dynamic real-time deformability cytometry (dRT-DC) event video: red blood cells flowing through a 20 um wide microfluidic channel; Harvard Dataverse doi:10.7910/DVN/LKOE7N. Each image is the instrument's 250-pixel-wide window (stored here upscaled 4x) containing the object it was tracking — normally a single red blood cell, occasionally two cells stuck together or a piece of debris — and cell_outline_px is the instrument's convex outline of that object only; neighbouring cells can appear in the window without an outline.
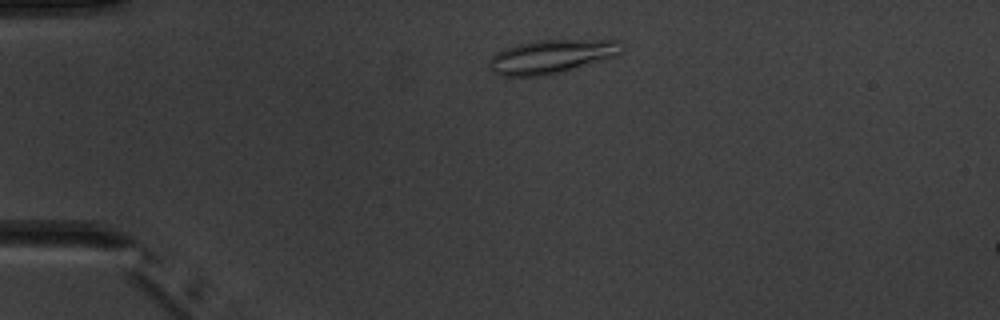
{"species": "common noctule bat (a hibernating species)", "species_latin": "Nyctalus noctula", "temperature_condition": "warm", "stored_images_in_passage": 4, "camera_frame_rate_fps": 3000, "um_per_image_px": 0.085, "animal": {"sex": "male", "body_mass_g": 20.1, "forearm_length_mm": 53.5}, "frame": {"image": 1, "passage_image": 2, "time_ms": 1.333, "image_size_px": [1000, 320], "cell_outline_px": [[624, 48], [616, 56], [564, 72], [544, 76], [500, 76], [492, 72], [488, 68], [488, 60], [496, 52], [504, 48], [516, 44], [536, 40], [620, 40], [624, 44]], "centroid_in_image_um": [46.85, 4.81], "position_along_channel_um": 38.2, "area_um2": 26.53}}